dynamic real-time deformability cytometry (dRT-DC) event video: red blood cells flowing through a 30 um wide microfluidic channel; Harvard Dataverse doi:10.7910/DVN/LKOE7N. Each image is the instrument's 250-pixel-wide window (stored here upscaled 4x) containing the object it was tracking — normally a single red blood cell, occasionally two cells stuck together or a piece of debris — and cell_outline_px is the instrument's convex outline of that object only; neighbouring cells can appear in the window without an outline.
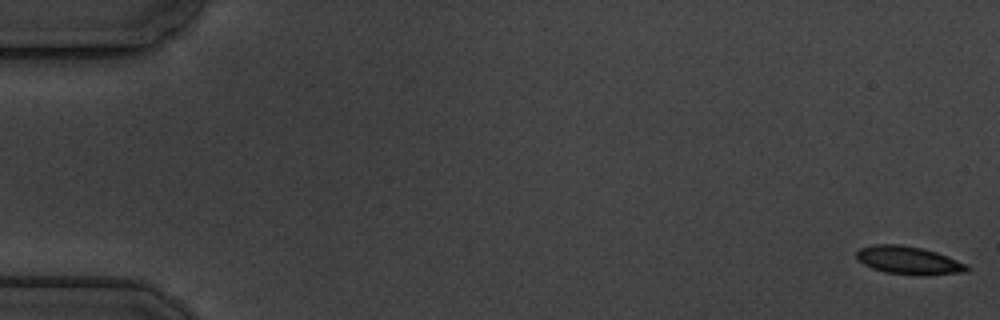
{"species": "common noctule bat (a hibernating species)", "species_latin": "Nyctalus noctula", "temperature_condition": "cold", "stored_images_in_passage": 6, "camera_frame_rate_fps": 3000, "um_per_image_px": 0.085, "animal": {"sex": "male", "body_mass_g": 19.5, "forearm_length_mm": 54.6}, "frame": {"image": 1, "passage_image": 1, "time_ms": 0.0, "image_size_px": [1000, 320], "cell_outline_px": [[972, 268], [968, 272], [920, 276], [916, 276], [884, 272], [872, 268], [856, 260], [856, 252], [860, 248], [872, 244], [900, 244], [920, 248], [936, 252], [968, 264]], "centroid_in_image_um": [77.25, 22.14], "position_along_channel_um": 7.8, "area_um2": 18.38}}
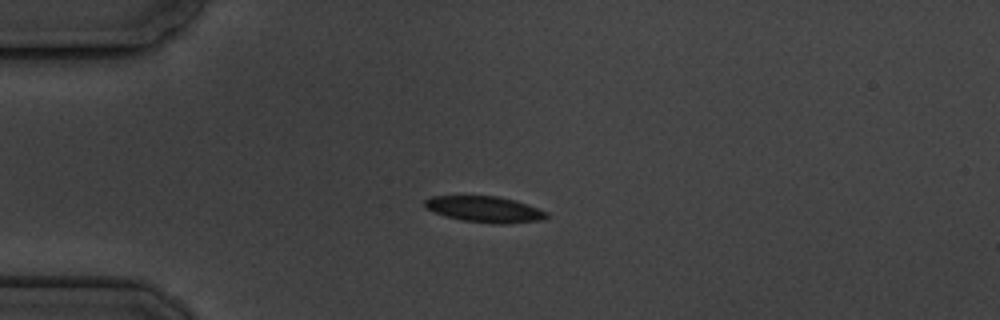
{"frame": {"image": 2, "passage_image": 5, "time_ms": 4.667, "image_size_px": [1000, 320], "cell_outline_px": [[548, 216], [544, 220], [508, 224], [500, 224], [460, 220], [444, 216], [424, 208], [424, 200], [432, 196], [496, 196], [516, 200], [528, 204], [548, 212]], "centroid_in_image_um": [41.21, 17.79], "position_along_channel_um": 43.8, "area_um2": 18.73}}